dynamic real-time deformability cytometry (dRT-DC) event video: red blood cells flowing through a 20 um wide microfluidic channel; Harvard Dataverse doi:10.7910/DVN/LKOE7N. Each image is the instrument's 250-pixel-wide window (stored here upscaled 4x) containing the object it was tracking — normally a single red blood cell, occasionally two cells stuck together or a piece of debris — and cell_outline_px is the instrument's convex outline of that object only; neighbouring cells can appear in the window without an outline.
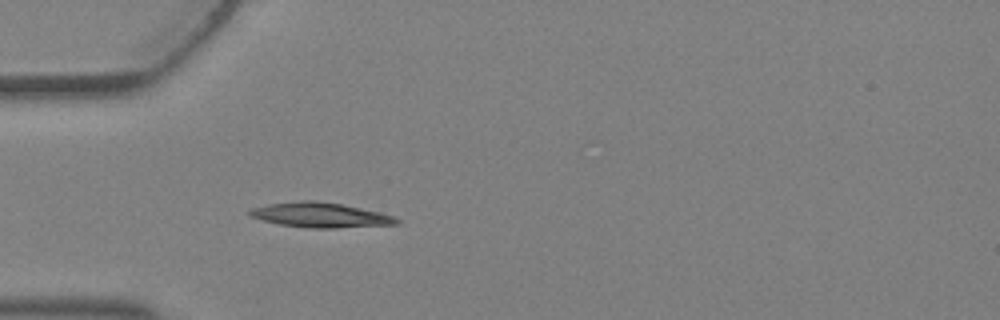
{"species": "Egyptian fruit bat (a non-hibernating species)", "species_latin": "Rousettus aegyptiacus", "temperature_condition": "warm", "stored_images_in_passage": 2, "camera_frame_rate_fps": 3000, "um_per_image_px": 0.085, "animal": {"sex": "female"}, "frame": {"image": 1, "passage_image": 2, "time_ms": 0.333, "image_size_px": [1000, 320], "cell_outline_px": [[400, 224], [336, 228], [308, 228], [280, 224], [248, 216], [248, 212], [252, 208], [268, 204], [300, 200], [316, 200], [344, 204], [380, 212], [392, 216], [400, 220]], "centroid_in_image_um": [27.25, 18.27], "position_along_channel_um": 57.8, "area_um2": 21.39}}